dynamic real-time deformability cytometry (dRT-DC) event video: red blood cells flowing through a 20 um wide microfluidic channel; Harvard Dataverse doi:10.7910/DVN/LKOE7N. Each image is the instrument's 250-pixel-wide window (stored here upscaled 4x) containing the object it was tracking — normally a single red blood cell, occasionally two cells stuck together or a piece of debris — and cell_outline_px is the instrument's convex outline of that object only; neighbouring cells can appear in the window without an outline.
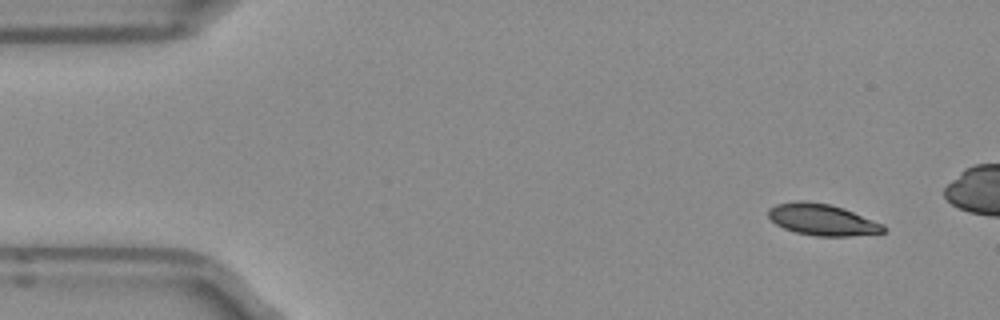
{"species": "Egyptian fruit bat (a non-hibernating species)", "species_latin": "Rousettus aegyptiacus", "temperature_condition": "room temperature", "stored_images_in_passage": 6, "camera_frame_rate_fps": 3000, "um_per_image_px": 0.085, "frame": {"image": 1, "passage_image": 1, "time_ms": 0.0, "image_size_px": [1000, 320], "cell_outline_px": [[888, 228], [884, 232], [848, 236], [816, 236], [796, 232], [784, 228], [776, 224], [768, 216], [768, 208], [776, 204], [792, 200], [804, 200], [832, 204], [844, 208], [884, 224]], "centroid_in_image_um": [69.89, 18.65], "position_along_channel_um": 15.1, "area_um2": 21.33}}
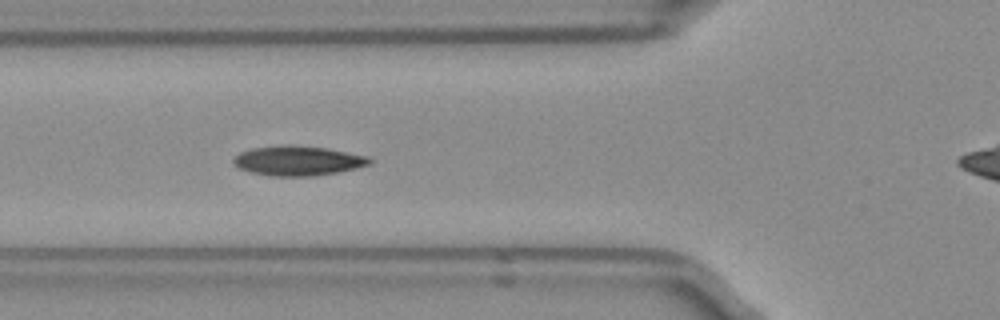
{"frame": {"image": 2, "passage_image": 5, "time_ms": 1.333, "image_size_px": [1000, 320], "cell_outline_px": [[372, 164], [356, 168], [336, 172], [312, 176], [272, 176], [252, 172], [240, 168], [232, 164], [232, 160], [240, 152], [252, 148], [284, 144], [288, 144], [328, 148], [368, 156], [372, 160]], "centroid_in_image_um": [25.33, 13.65], "position_along_channel_um": 100.5, "area_um2": 23.64}}